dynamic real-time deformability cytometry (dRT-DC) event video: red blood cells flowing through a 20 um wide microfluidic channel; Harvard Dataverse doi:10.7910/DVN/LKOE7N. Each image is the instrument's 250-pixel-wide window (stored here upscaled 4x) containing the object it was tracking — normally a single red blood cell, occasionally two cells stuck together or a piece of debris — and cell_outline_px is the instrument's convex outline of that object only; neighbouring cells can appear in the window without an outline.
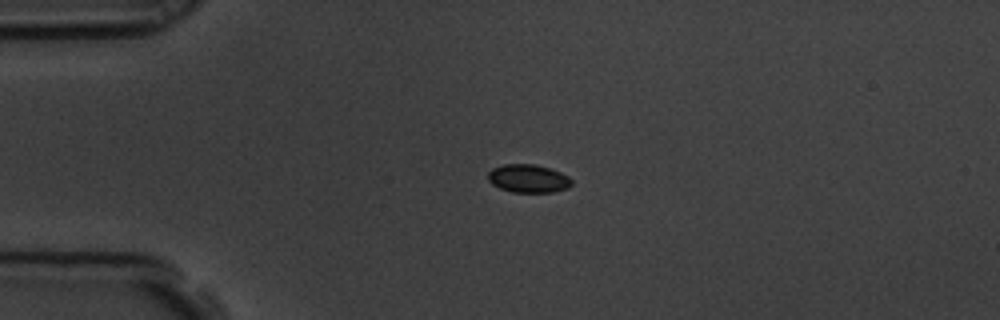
{"species": "common noctule bat (a hibernating species)", "species_latin": "Nyctalus noctula", "temperature_condition": "room temperature", "stored_images_in_passage": 4, "camera_frame_rate_fps": 3000, "um_per_image_px": 0.085, "animal": {"sex": "male", "body_mass_g": 19.5, "forearm_length_mm": 54.6}, "frame": {"image": 1, "passage_image": 4, "time_ms": 1.0, "image_size_px": [1000, 320], "cell_outline_px": [[572, 184], [568, 188], [552, 192], [512, 192], [500, 188], [492, 184], [488, 180], [488, 172], [492, 168], [504, 164], [536, 164], [560, 172], [568, 176], [572, 180]], "centroid_in_image_um": [44.9, 15.17], "position_along_channel_um": 40.1, "area_um2": 13.76}}